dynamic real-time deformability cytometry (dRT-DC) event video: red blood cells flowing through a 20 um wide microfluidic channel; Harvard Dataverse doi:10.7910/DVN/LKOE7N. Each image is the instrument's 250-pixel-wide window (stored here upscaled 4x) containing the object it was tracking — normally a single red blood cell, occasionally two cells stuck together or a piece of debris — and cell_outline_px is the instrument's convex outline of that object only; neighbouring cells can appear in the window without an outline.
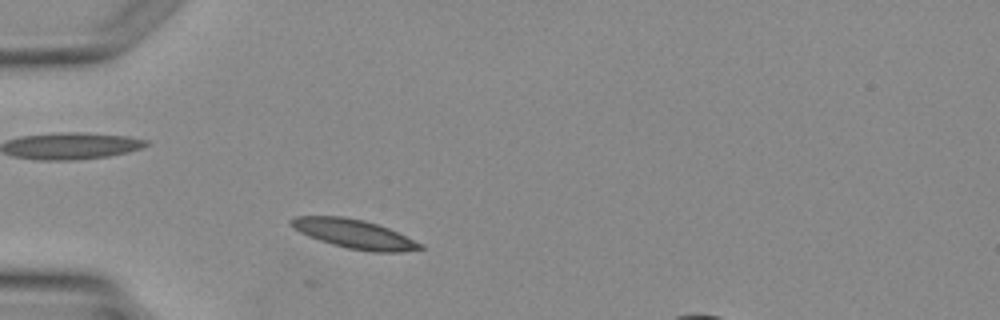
{"species": "Egyptian fruit bat (a non-hibernating species)", "species_latin": "Rousettus aegyptiacus", "temperature_condition": "warm", "stored_images_in_passage": 1, "camera_frame_rate_fps": 3000, "um_per_image_px": 0.085, "animal": {"sex": "female"}, "frame": {"image": 1, "passage_image": 1, "time_ms": 0.0, "image_size_px": [1000, 320], "cell_outline_px": [[424, 248], [400, 252], [372, 252], [348, 248], [332, 244], [308, 236], [300, 232], [288, 224], [288, 220], [296, 216], [344, 216], [364, 220], [388, 228], [424, 244]], "centroid_in_image_um": [30.09, 19.88], "position_along_channel_um": 54.9, "area_um2": 21.79}}